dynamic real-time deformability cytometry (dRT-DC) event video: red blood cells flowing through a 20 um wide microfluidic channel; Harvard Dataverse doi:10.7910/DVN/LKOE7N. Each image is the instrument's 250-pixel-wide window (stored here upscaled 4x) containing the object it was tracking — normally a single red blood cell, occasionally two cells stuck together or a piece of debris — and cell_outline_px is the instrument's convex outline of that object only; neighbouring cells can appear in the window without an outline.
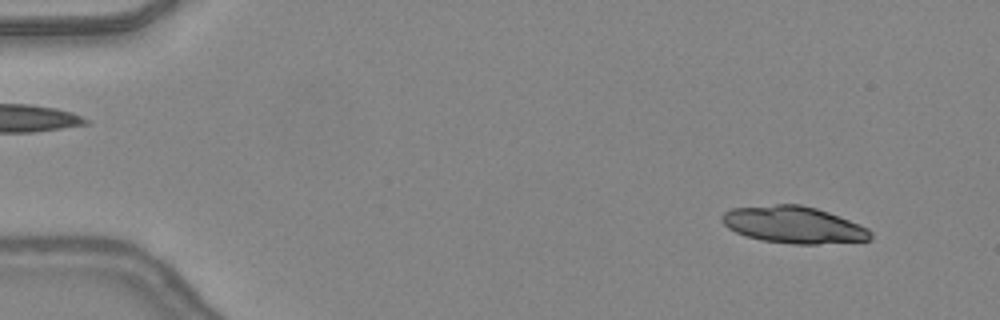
{"species": "common noctule bat (a hibernating species)", "species_latin": "Nyctalus noctula", "temperature_condition": "warm", "stored_images_in_passage": 46, "camera_frame_rate_fps": 3000, "um_per_image_px": 0.085, "animal": {"sex": "female", "body_mass_g": 24.6, "forearm_length_mm": 56.2}, "frame": {"image": 1, "passage_image": 4, "time_ms": 1.0, "image_size_px": [1000, 320], "cell_outline_px": [[872, 240], [816, 244], [792, 244], [760, 240], [736, 232], [728, 228], [720, 220], [720, 216], [724, 212], [732, 208], [776, 204], [800, 204], [816, 208], [828, 212], [868, 228], [872, 232]], "centroid_in_image_um": [67.44, 19.11], "position_along_channel_um": 17.6, "area_um2": 31.91}}
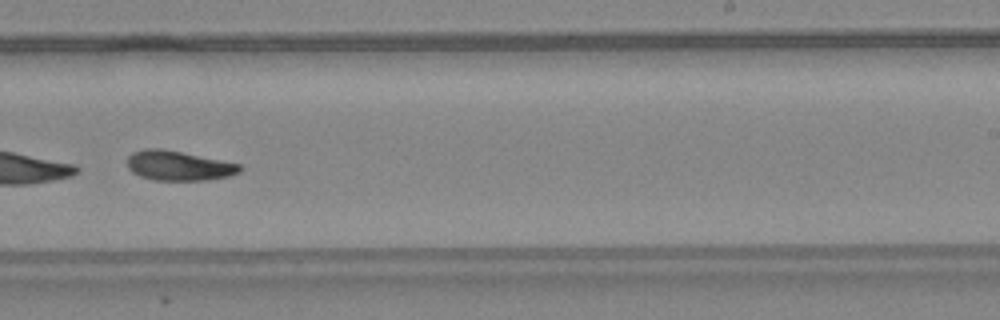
{"frame": {"image": 2, "passage_image": 30, "time_ms": 9.667, "image_size_px": [1000, 320], "cell_outline_px": [[244, 168], [240, 172], [228, 176], [208, 180], [152, 180], [140, 176], [132, 172], [128, 168], [128, 156], [132, 152], [144, 148], [160, 148], [240, 164]], "centroid_in_image_um": [15.16, 14.09], "position_along_channel_um": 273.8, "area_um2": 19.42}}